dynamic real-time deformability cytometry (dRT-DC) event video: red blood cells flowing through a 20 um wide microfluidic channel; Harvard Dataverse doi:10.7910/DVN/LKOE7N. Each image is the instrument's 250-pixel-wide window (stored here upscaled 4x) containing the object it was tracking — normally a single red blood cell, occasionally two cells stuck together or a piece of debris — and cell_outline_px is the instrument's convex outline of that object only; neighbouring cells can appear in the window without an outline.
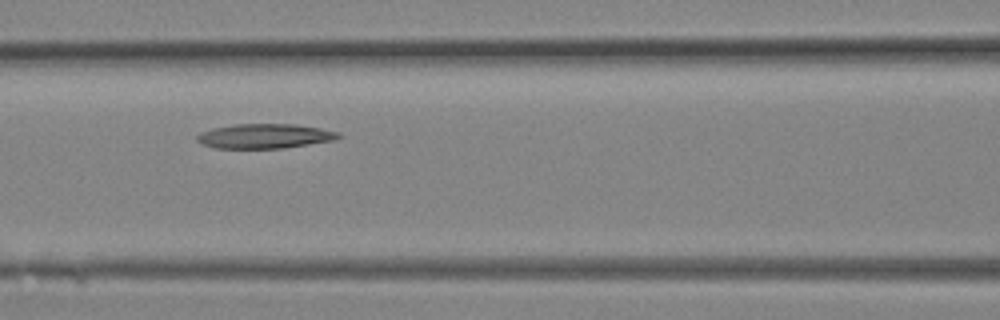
{"species": "Egyptian fruit bat (a non-hibernating species)", "species_latin": "Rousettus aegyptiacus", "temperature_condition": "room temperature", "stored_images_in_passage": 12, "camera_frame_rate_fps": 3000, "um_per_image_px": 0.085, "animal": {"sex": "female"}, "frame": {"image": 1, "passage_image": 9, "time_ms": 2.667, "image_size_px": [1000, 320], "cell_outline_px": [[340, 136], [336, 140], [284, 148], [216, 148], [200, 144], [196, 140], [196, 136], [200, 132], [212, 128], [232, 124], [296, 124], [320, 128], [340, 132]], "centroid_in_image_um": [22.48, 11.56], "position_along_channel_um": 144.1, "area_um2": 20.46}}
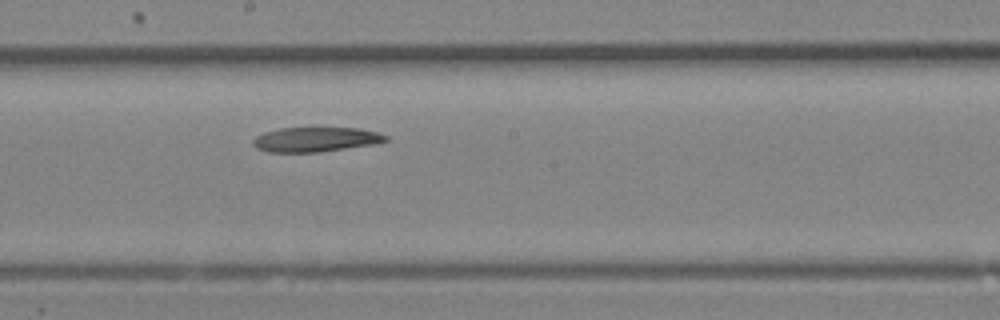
{"frame": {"image": 2, "passage_image": 12, "time_ms": 3.667, "image_size_px": [1000, 320], "cell_outline_px": [[388, 140], [372, 144], [320, 152], [268, 152], [256, 148], [252, 144], [252, 140], [256, 136], [264, 132], [280, 128], [360, 128], [376, 132], [388, 136]], "centroid_in_image_um": [26.78, 11.85], "position_along_channel_um": 221.4, "area_um2": 18.96}}